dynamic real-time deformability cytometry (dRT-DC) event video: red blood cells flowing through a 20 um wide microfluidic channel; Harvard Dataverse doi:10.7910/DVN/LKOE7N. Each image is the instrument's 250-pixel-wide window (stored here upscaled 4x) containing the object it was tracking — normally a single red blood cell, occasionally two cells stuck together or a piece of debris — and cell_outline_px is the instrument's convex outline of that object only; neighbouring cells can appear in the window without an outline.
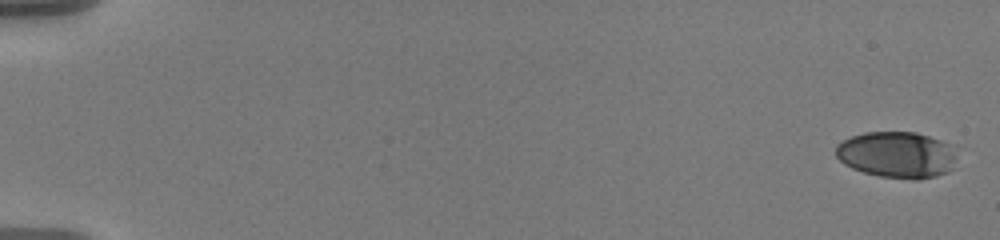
{"species": "human", "species_latin": "Homo sapiens", "temperature_condition": "warm", "stored_images_in_passage": 58, "camera_frame_rate_fps": 3000, "um_per_image_px": 0.085, "donor": {"sex": "male"}, "frame": {"image": 1, "passage_image": 1, "time_ms": 0.0, "image_size_px": [1000, 240], "cell_outline_px": [[952, 156], [948, 172], [936, 176], [916, 180], [880, 176], [864, 172], [852, 168], [844, 164], [836, 156], [836, 144], [852, 136], [864, 132], [916, 132], [940, 140], [948, 144], [952, 152]], "centroid_in_image_um": [76.15, 13.15], "position_along_channel_um": 8.9, "area_um2": 32.08}}
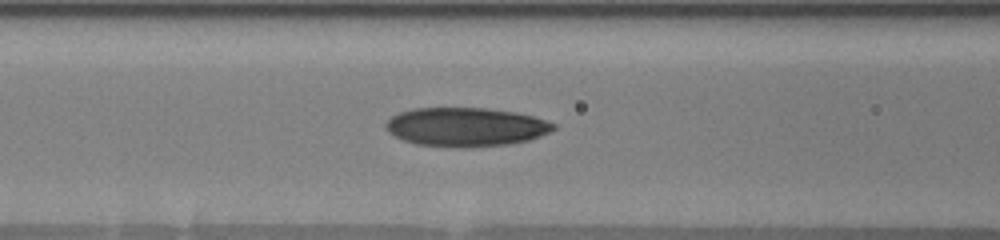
{"frame": {"image": 2, "passage_image": 26, "time_ms": 8.333, "image_size_px": [1000, 240], "cell_outline_px": [[556, 128], [540, 136], [528, 140], [508, 144], [464, 148], [416, 144], [404, 140], [388, 132], [384, 128], [384, 124], [392, 116], [400, 112], [412, 108], [484, 108], [516, 112], [532, 116], [556, 124]], "centroid_in_image_um": [39.57, 10.79], "position_along_channel_um": 127.0, "area_um2": 37.92}}
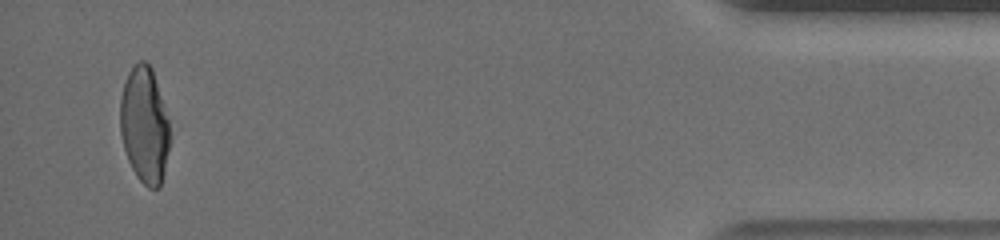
{"frame": {"image": 3, "passage_image": 56, "time_ms": 18.333, "image_size_px": [1000, 240], "cell_outline_px": [[168, 152], [160, 188], [148, 188], [136, 176], [128, 160], [124, 148], [120, 132], [120, 96], [128, 72], [140, 60], [144, 60], [152, 68], [168, 120]], "centroid_in_image_um": [12.25, 10.64], "position_along_channel_um": 422.9, "area_um2": 33.23}, "authors_computed_cell_mechanics": {"area_um2": 36.125, "velocity_mm_per_s": 3.6023, "shape_relaxation_time_tau1_ms": 5.8007, "shape_relaxation_time_tau2_ms": 1.682, "deformation_change_tau1": 0.212, "deformation_change_tau2": 0.0873}}